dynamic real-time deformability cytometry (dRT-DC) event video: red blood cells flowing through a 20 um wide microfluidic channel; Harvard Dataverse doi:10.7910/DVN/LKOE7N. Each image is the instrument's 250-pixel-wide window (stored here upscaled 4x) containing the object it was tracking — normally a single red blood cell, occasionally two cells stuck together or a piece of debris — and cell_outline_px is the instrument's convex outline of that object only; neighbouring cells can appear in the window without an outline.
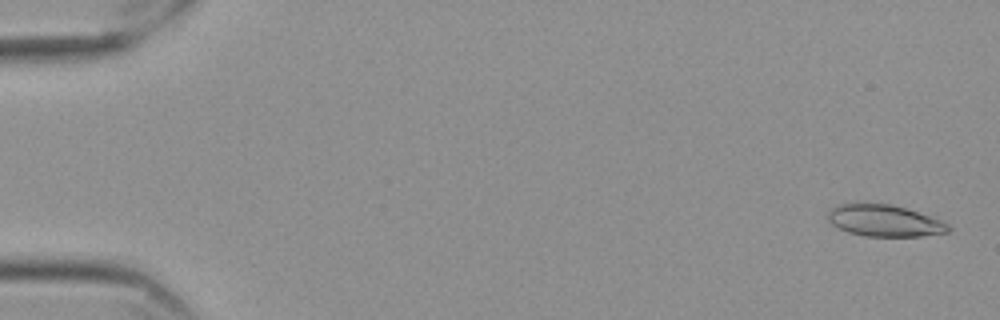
{"species": "Egyptian fruit bat (a non-hibernating species)", "species_latin": "Rousettus aegyptiacus", "temperature_condition": "cold", "stored_images_in_passage": 10, "camera_frame_rate_fps": 3000, "um_per_image_px": 0.085, "frame": {"image": 1, "passage_image": 2, "time_ms": 0.333, "image_size_px": [1000, 320], "cell_outline_px": [[952, 228], [948, 232], [920, 236], [864, 236], [848, 232], [832, 224], [828, 220], [828, 212], [832, 208], [840, 204], [852, 200], [860, 200], [892, 204], [932, 216], [948, 224]], "centroid_in_image_um": [75.13, 18.7], "position_along_channel_um": 9.9, "area_um2": 22.89}}